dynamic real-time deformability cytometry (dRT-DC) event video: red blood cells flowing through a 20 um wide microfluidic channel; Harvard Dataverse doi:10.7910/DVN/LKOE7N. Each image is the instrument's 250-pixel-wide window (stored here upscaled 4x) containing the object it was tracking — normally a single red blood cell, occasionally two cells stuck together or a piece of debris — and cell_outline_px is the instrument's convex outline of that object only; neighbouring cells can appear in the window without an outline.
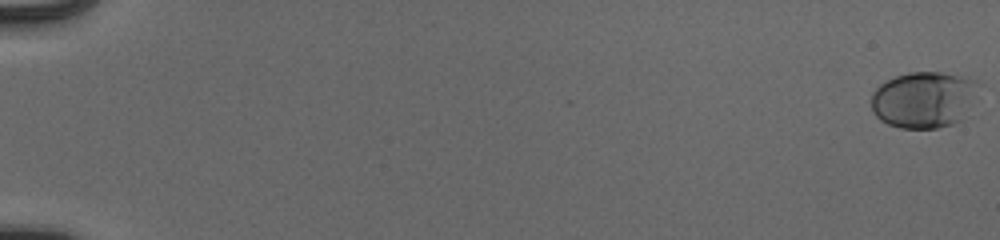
{"species": "human", "species_latin": "Homo sapiens", "temperature_condition": "cold", "stored_images_in_passage": 56, "camera_frame_rate_fps": 3000, "um_per_image_px": 0.085, "donor": {"sex": "male"}, "frame": {"image": 1, "passage_image": 1, "time_ms": 0.0, "image_size_px": [1000, 240], "cell_outline_px": [[980, 84], [964, 120], [952, 124], [936, 128], [900, 128], [888, 124], [880, 120], [872, 112], [872, 92], [880, 84], [896, 76], [908, 72], [940, 72], [968, 76], [976, 80]], "centroid_in_image_um": [78.55, 8.46], "position_along_channel_um": 6.4, "area_um2": 35.66}}
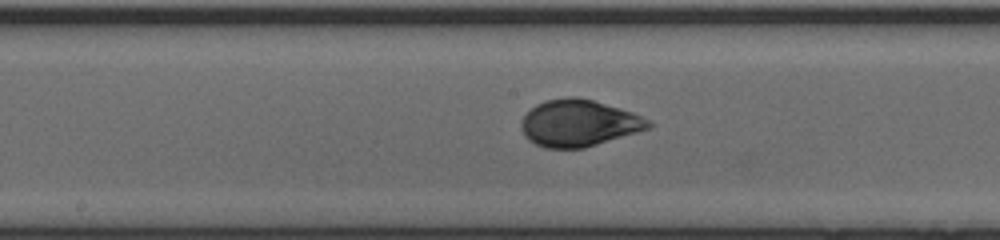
{"frame": {"image": 2, "passage_image": 32, "time_ms": 10.333, "image_size_px": [1000, 240], "cell_outline_px": [[652, 124], [648, 128], [636, 132], [584, 148], [544, 148], [528, 140], [524, 136], [520, 124], [524, 116], [536, 104], [548, 100], [568, 96], [576, 96], [592, 100], [620, 108], [632, 112], [648, 120]], "centroid_in_image_um": [49.15, 10.46], "position_along_channel_um": 199.0, "area_um2": 34.28}}
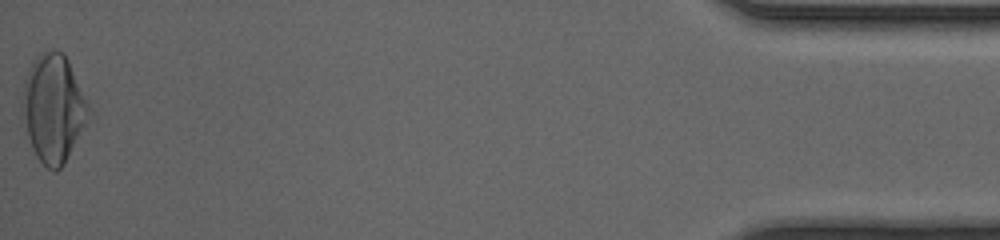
{"frame": {"image": 3, "passage_image": 56, "time_ms": 18.333, "image_size_px": [1000, 240], "cell_outline_px": [[92, 112], [88, 120], [64, 164], [56, 172], [52, 172], [36, 156], [32, 148], [28, 136], [24, 112], [24, 80], [32, 60], [36, 56], [44, 52], [60, 52], [68, 60]], "centroid_in_image_um": [4.57, 9.23], "position_along_channel_um": 430.6, "area_um2": 40.69}, "authors_computed_cell_mechanics": {"area_um2": 34.102, "velocity_mm_per_s": 3.9394, "shape_relaxation_time_tau1_ms": 5.3437, "shape_relaxation_time_tau2_ms": null, "deformation_change_tau1": 0.1862, "deformation_change_tau2": null}}